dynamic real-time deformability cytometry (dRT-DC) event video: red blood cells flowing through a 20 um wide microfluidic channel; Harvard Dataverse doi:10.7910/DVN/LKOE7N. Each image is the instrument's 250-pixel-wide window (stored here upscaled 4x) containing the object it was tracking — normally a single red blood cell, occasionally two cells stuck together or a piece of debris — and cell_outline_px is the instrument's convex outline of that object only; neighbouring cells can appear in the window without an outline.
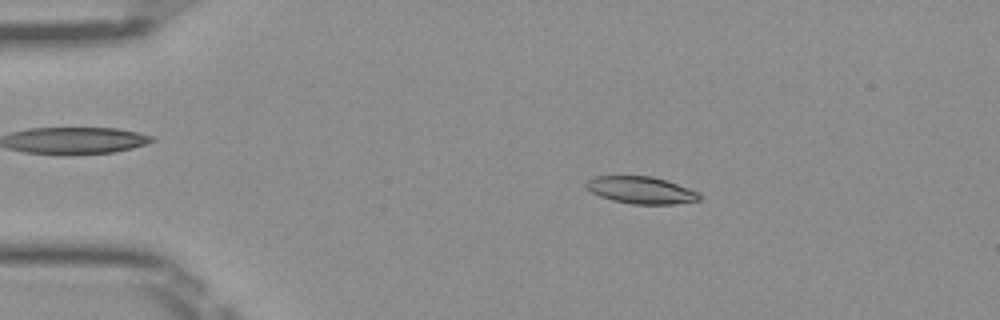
{"species": "Egyptian fruit bat (a non-hibernating species)", "species_latin": "Rousettus aegyptiacus", "temperature_condition": "room temperature", "stored_images_in_passage": 50, "camera_frame_rate_fps": 3000, "um_per_image_px": 0.085, "frame": {"image": 1, "passage_image": 9, "time_ms": 2.667, "image_size_px": [1000, 320], "cell_outline_px": [[704, 196], [700, 200], [676, 204], [632, 204], [612, 200], [600, 196], [584, 188], [584, 184], [588, 180], [596, 176], [652, 176], [700, 192]], "centroid_in_image_um": [54.5, 16.17], "position_along_channel_um": 30.5, "area_um2": 17.98}}
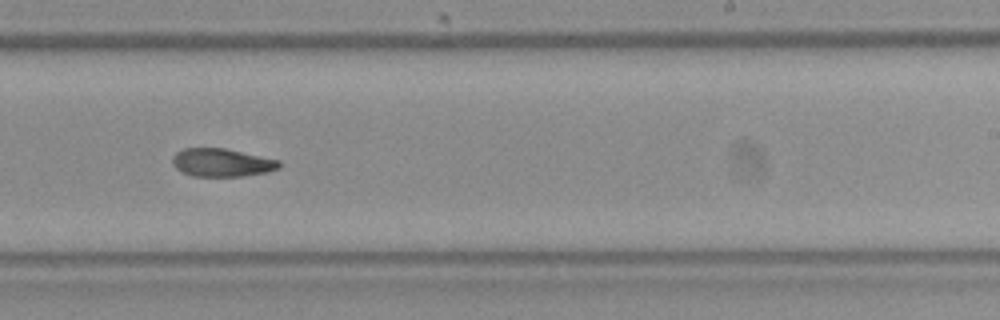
{"frame": {"image": 2, "passage_image": 31, "time_ms": 10.0, "image_size_px": [1000, 320], "cell_outline_px": [[280, 168], [268, 172], [244, 176], [192, 176], [176, 168], [172, 164], [172, 156], [176, 152], [184, 148], [224, 148], [280, 160]], "centroid_in_image_um": [18.86, 13.82], "position_along_channel_um": 270.1, "area_um2": 17.51}}
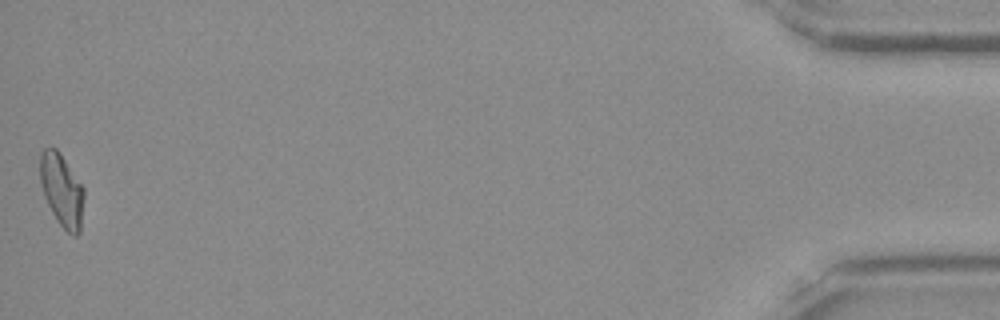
{"frame": {"image": 3, "passage_image": 50, "time_ms": 16.333, "image_size_px": [1000, 320], "cell_outline_px": [[84, 196], [80, 232], [76, 236], [72, 236], [56, 220], [44, 196], [40, 184], [40, 152], [44, 148], [56, 148], [84, 188]], "centroid_in_image_um": [5.24, 16.18], "position_along_channel_um": 430.0, "area_um2": 18.5}}